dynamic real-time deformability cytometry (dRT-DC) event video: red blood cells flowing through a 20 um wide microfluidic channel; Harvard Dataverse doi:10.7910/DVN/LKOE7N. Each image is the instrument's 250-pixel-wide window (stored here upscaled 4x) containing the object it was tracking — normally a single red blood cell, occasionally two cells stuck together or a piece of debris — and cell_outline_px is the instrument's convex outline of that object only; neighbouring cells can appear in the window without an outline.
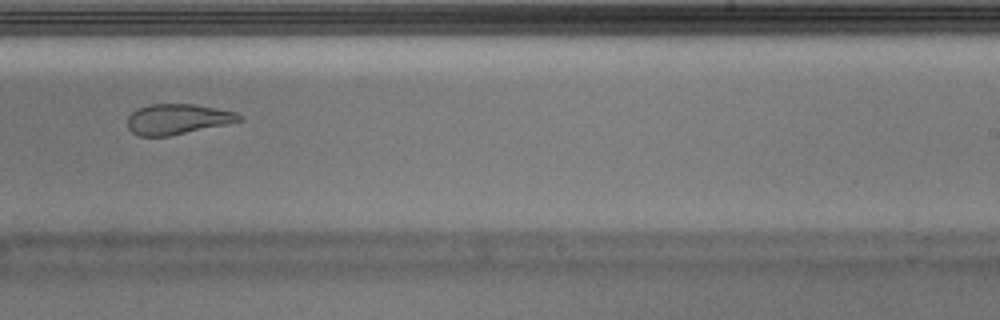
{"species": "Egyptian fruit bat (a non-hibernating species)", "species_latin": "Rousettus aegyptiacus", "temperature_condition": "warm", "stored_images_in_passage": 28, "camera_frame_rate_fps": 3000, "um_per_image_px": 0.085, "animal": {"sex": "male"}, "frame": {"image": 1, "passage_image": 13, "time_ms": 4.0, "image_size_px": [1000, 320], "cell_outline_px": [[244, 120], [168, 136], [140, 136], [132, 132], [128, 128], [128, 116], [136, 108], [148, 104], [196, 104], [236, 112], [244, 116]], "centroid_in_image_um": [15.09, 10.11], "position_along_channel_um": 273.9, "area_um2": 19.77}}
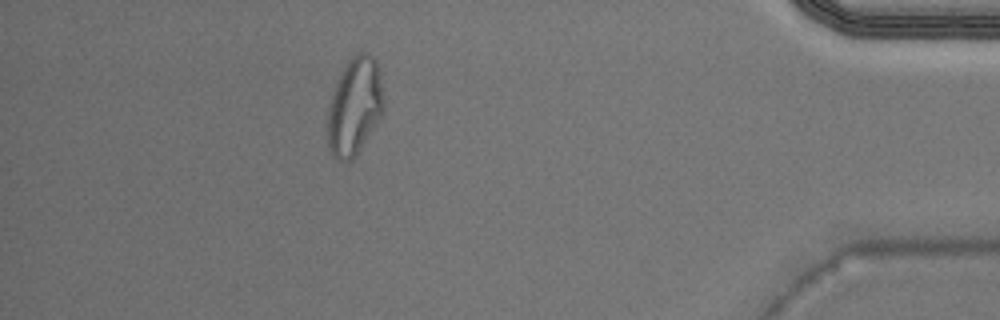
{"frame": {"image": 2, "passage_image": 24, "time_ms": 7.667, "image_size_px": [1000, 320], "cell_outline_px": [[384, 108], [380, 116], [352, 160], [336, 160], [332, 156], [328, 144], [328, 108], [332, 92], [336, 80], [340, 72], [348, 60], [356, 52], [368, 52], [376, 60], [380, 76], [384, 100]], "centroid_in_image_um": [30.12, 8.99], "position_along_channel_um": 405.1, "area_um2": 31.67}}